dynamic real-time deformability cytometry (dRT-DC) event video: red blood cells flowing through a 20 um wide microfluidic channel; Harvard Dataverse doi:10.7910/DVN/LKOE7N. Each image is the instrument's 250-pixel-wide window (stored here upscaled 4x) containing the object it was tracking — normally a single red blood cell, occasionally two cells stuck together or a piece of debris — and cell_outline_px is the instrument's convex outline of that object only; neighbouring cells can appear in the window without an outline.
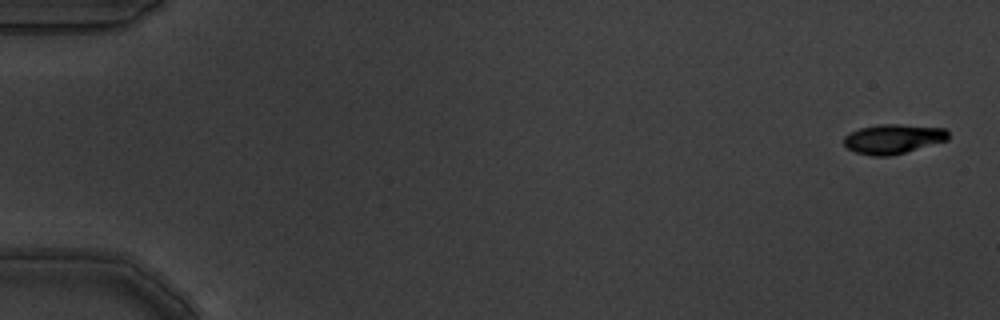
{"species": "common noctule bat (a hibernating species)", "species_latin": "Nyctalus noctula", "temperature_condition": "warm", "stored_images_in_passage": 5, "camera_frame_rate_fps": 3000, "um_per_image_px": 0.085, "animal": {"sex": "male", "body_mass_g": 19.5, "forearm_length_mm": 54.6}, "frame": {"image": 1, "passage_image": 1, "time_ms": 0.0, "image_size_px": [1000, 320], "cell_outline_px": [[948, 140], [904, 152], [888, 156], [872, 156], [856, 152], [848, 148], [844, 144], [844, 136], [860, 128], [880, 124], [896, 124], [944, 128], [948, 132]], "centroid_in_image_um": [75.91, 11.8], "position_along_channel_um": 9.1, "area_um2": 17.69}}
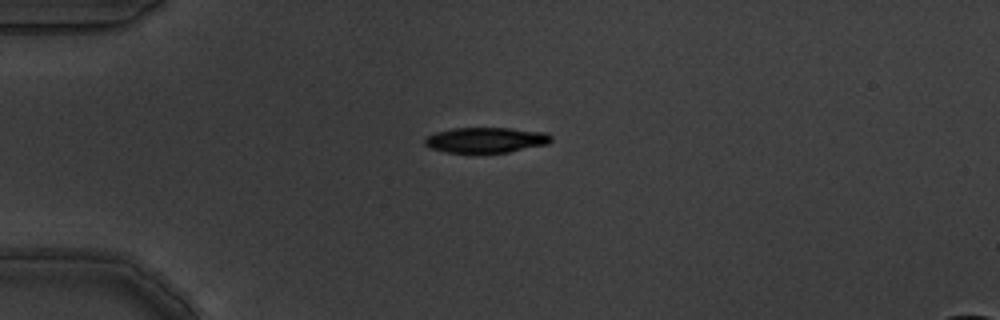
{"frame": {"image": 2, "passage_image": 4, "time_ms": 1.0, "image_size_px": [1000, 320], "cell_outline_px": [[552, 140], [548, 144], [508, 152], [444, 152], [428, 148], [424, 144], [424, 140], [428, 136], [436, 132], [452, 128], [508, 128], [548, 132], [552, 136]], "centroid_in_image_um": [41.31, 11.89], "position_along_channel_um": 43.7, "area_um2": 18.73}}